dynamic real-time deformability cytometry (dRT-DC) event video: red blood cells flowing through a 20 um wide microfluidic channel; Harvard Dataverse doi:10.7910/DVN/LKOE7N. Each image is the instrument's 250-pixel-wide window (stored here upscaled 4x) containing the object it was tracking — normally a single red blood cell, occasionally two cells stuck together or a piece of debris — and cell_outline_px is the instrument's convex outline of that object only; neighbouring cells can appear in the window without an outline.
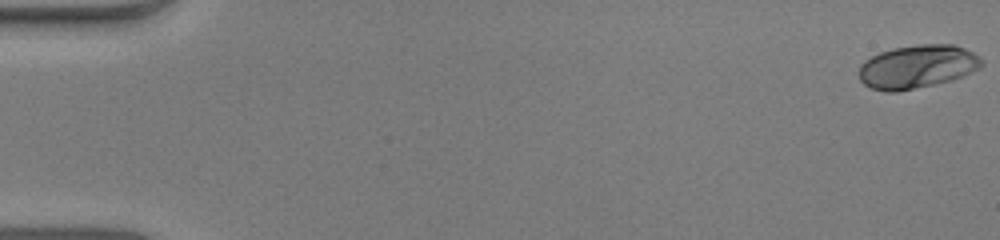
{"species": "human", "species_latin": "Homo sapiens", "temperature_condition": "warm", "stored_images_in_passage": 53, "camera_frame_rate_fps": 3000, "um_per_image_px": 0.085, "donor": {"sex": "male"}, "frame": {"image": 1, "passage_image": 1, "time_ms": 0.0, "image_size_px": [1000, 240], "cell_outline_px": [[984, 64], [980, 68], [952, 80], [896, 92], [884, 92], [872, 88], [864, 84], [860, 80], [860, 64], [864, 60], [880, 52], [892, 48], [920, 44], [952, 44], [964, 48], [980, 56]], "centroid_in_image_um": [77.97, 5.66], "position_along_channel_um": 7.0, "area_um2": 30.98}}
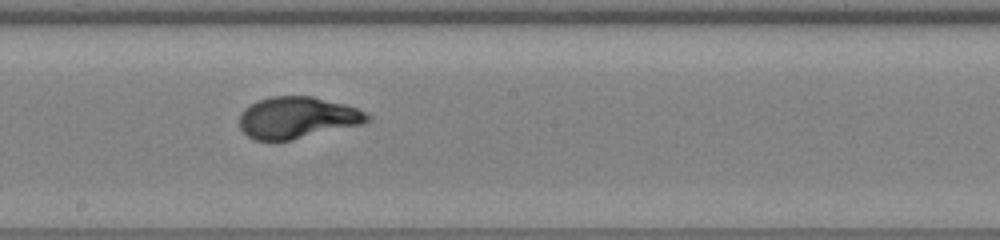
{"frame": {"image": 2, "passage_image": 30, "time_ms": 9.667, "image_size_px": [1000, 240], "cell_outline_px": [[372, 120], [364, 124], [292, 140], [256, 140], [248, 136], [240, 128], [240, 112], [244, 108], [260, 100], [272, 96], [312, 96], [344, 104], [356, 108], [372, 116]], "centroid_in_image_um": [25.3, 10.0], "position_along_channel_um": 222.9, "area_um2": 31.04}}
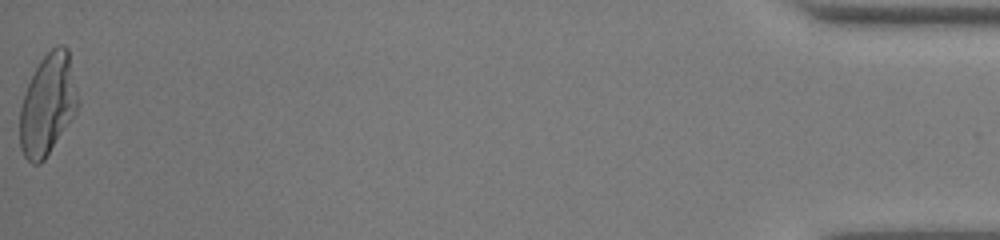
{"frame": {"image": 3, "passage_image": 53, "time_ms": 17.333, "image_size_px": [1000, 240], "cell_outline_px": [[80, 104], [76, 112], [44, 160], [40, 164], [32, 164], [24, 156], [20, 148], [20, 108], [24, 92], [40, 60], [56, 44], [64, 44], [68, 48]], "centroid_in_image_um": [4.06, 8.87], "position_along_channel_um": 431.1, "area_um2": 34.22}, "authors_computed_cell_mechanics": {"area_um2": 30.9808, "velocity_mm_per_s": 4.0041, "shape_relaxation_time_tau1_ms": 4.2837, "shape_relaxation_time_tau2_ms": null, "deformation_change_tau1": 0.2451, "deformation_change_tau2": null}}